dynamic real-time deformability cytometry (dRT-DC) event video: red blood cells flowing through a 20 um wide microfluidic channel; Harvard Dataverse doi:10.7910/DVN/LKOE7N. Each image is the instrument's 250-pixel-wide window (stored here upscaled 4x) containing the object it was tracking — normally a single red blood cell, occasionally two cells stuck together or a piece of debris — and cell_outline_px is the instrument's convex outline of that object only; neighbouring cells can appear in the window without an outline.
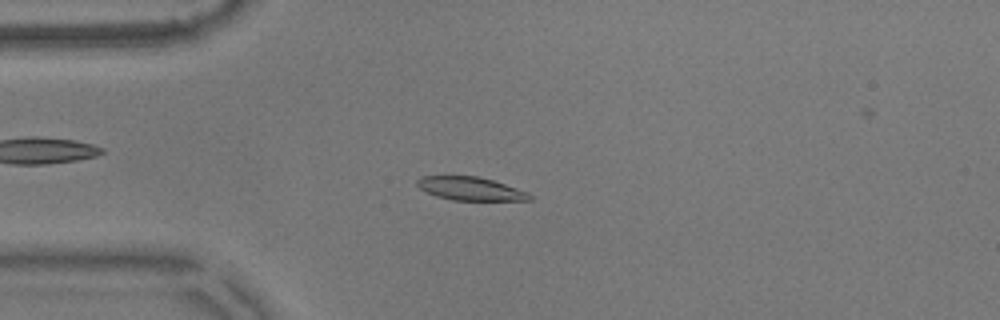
{"species": "common noctule bat (a hibernating species)", "species_latin": "Nyctalus noctula", "temperature_condition": "warm", "stored_images_in_passage": 56, "camera_frame_rate_fps": 3000, "um_per_image_px": 0.085, "animal": {"sex": "male", "body_mass_g": 17.9}, "frame": {"image": 1, "passage_image": 14, "time_ms": 4.333, "image_size_px": [1000, 320], "cell_outline_px": [[532, 200], [452, 200], [436, 196], [420, 188], [416, 184], [416, 180], [420, 176], [476, 176], [492, 180], [528, 192], [532, 196]], "centroid_in_image_um": [39.97, 16.03], "position_along_channel_um": 45.0, "area_um2": 15.14}}
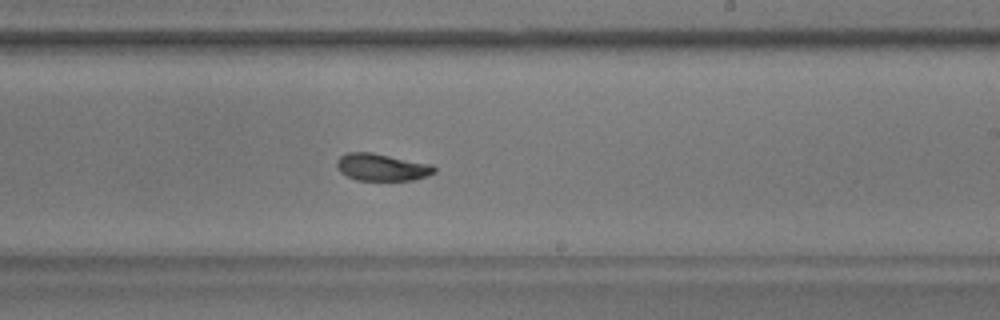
{"frame": {"image": 2, "passage_image": 33, "time_ms": 10.667, "image_size_px": [1000, 320], "cell_outline_px": [[436, 172], [428, 176], [412, 180], [356, 180], [340, 172], [336, 168], [336, 160], [340, 156], [348, 152], [372, 152], [432, 164], [436, 168]], "centroid_in_image_um": [32.45, 14.21], "position_along_channel_um": 256.5, "area_um2": 15.61}}
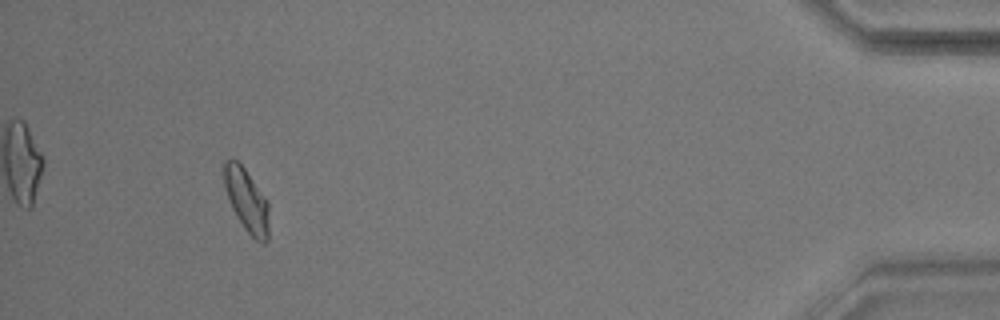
{"frame": {"image": 3, "passage_image": 52, "time_ms": 17.0, "image_size_px": [1000, 320], "cell_outline_px": [[268, 240], [264, 244], [260, 244], [244, 228], [236, 216], [232, 208], [224, 184], [224, 160], [236, 160], [244, 168], [268, 200]], "centroid_in_image_um": [20.98, 17.06], "position_along_channel_um": 414.2, "area_um2": 16.36}, "authors_computed_cell_mechanics": {"area_um2": 15.8372, "velocity_mm_per_s": 3.5717, "shape_relaxation_time_tau1_ms": 5.6454, "shape_relaxation_time_tau2_ms": 2.9834, "deformation_change_tau1": 0.1511, "deformation_change_tau2": 0.0654}}